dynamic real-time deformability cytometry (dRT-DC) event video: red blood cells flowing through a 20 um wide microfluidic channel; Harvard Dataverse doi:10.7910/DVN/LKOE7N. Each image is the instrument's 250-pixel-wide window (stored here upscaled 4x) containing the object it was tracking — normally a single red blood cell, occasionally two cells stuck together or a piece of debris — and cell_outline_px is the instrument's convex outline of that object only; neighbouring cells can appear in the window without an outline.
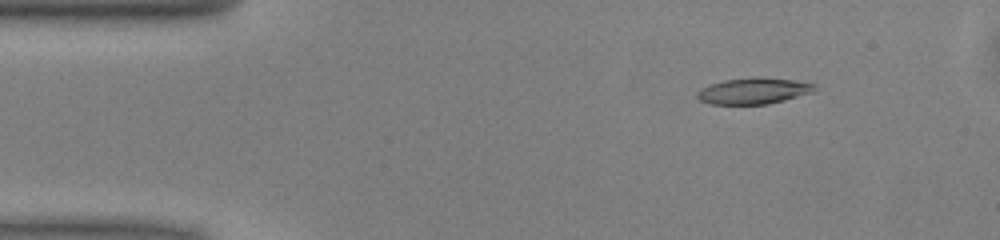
{"species": "common noctule bat (a hibernating species)", "species_latin": "Nyctalus noctula", "temperature_condition": "warm", "stored_images_in_passage": 50, "camera_frame_rate_fps": 3000, "um_per_image_px": 0.085, "animal": {"sex": "male", "body_mass_g": 13.0, "forearm_length_mm": 53.1}, "frame": {"image": 1, "passage_image": 6, "time_ms": 1.667, "image_size_px": [1000, 240], "cell_outline_px": [[816, 92], [768, 104], [712, 104], [700, 100], [696, 96], [696, 92], [712, 84], [724, 80], [792, 80], [816, 84]], "centroid_in_image_um": [64.09, 7.78], "position_along_channel_um": 20.9, "area_um2": 16.94}}
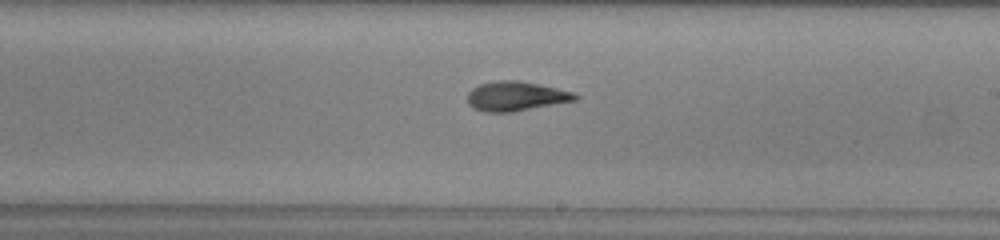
{"frame": {"image": 2, "passage_image": 28, "time_ms": 9.0, "image_size_px": [1000, 240], "cell_outline_px": [[580, 96], [576, 100], [512, 112], [484, 112], [468, 104], [468, 92], [472, 88], [480, 84], [500, 80], [520, 80], [540, 84], [572, 92]], "centroid_in_image_um": [43.85, 8.17], "position_along_channel_um": 245.2, "area_um2": 18.38}}
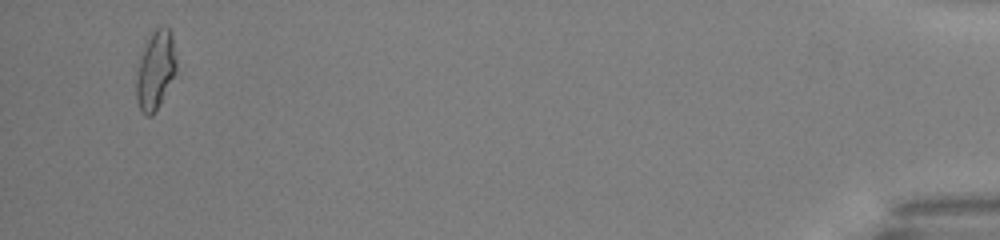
{"frame": {"image": 3, "passage_image": 48, "time_ms": 15.667, "image_size_px": [1000, 240], "cell_outline_px": [[176, 72], [156, 112], [152, 116], [144, 116], [140, 112], [136, 100], [136, 80], [140, 60], [144, 48], [156, 24], [168, 28], [172, 32], [176, 60]], "centroid_in_image_um": [13.22, 5.99], "position_along_channel_um": 422.0, "area_um2": 18.5}, "authors_computed_cell_mechanics": {"area_um2": 18.3226, "velocity_mm_per_s": 4.0289, "shape_relaxation_time_tau1_ms": 5.6975, "shape_relaxation_time_tau2_ms": 3.6131, "deformation_change_tau1": 0.185, "deformation_change_tau2": 0.1317}}